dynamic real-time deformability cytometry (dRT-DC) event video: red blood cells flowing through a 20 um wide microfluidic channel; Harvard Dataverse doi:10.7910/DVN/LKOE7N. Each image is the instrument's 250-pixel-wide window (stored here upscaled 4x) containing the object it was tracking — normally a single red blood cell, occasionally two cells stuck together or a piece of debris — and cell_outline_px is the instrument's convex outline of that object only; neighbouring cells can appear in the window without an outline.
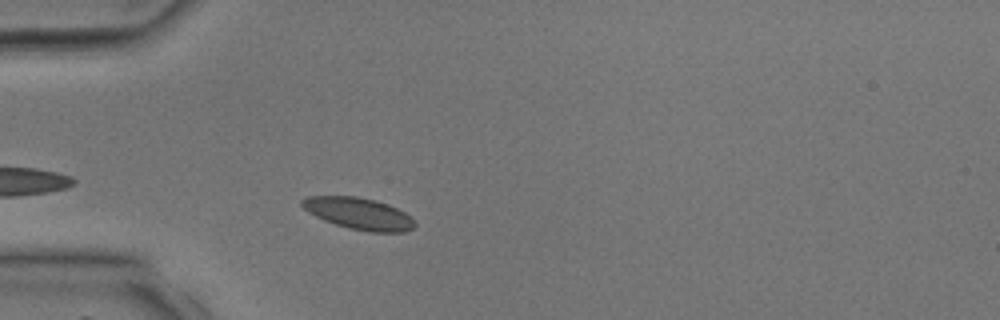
{"species": "common noctule bat (a hibernating species)", "species_latin": "Nyctalus noctula", "temperature_condition": "room temperature", "stored_images_in_passage": 7, "camera_frame_rate_fps": 3000, "um_per_image_px": 0.085, "animal": {"sex": "male", "body_mass_g": 17.9, "forearm_length_mm": 54.2}, "frame": {"image": 1, "passage_image": 3, "time_ms": 0.667, "image_size_px": [1000, 320], "cell_outline_px": [[416, 224], [412, 228], [404, 232], [372, 232], [348, 228], [324, 220], [308, 212], [300, 204], [300, 200], [308, 196], [356, 196], [376, 200], [388, 204], [404, 212]], "centroid_in_image_um": [30.47, 18.14], "position_along_channel_um": 54.5, "area_um2": 20.69}}